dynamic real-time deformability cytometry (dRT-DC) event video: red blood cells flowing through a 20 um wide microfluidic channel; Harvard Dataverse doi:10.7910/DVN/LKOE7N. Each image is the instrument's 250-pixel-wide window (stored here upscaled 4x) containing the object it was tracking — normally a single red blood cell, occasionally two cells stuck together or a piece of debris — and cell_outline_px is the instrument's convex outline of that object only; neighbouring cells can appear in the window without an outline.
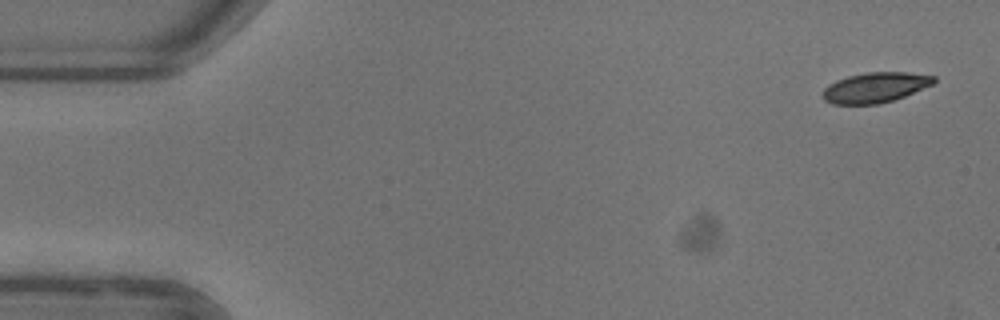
{"species": "common noctule bat (a hibernating species)", "species_latin": "Nyctalus noctula", "temperature_condition": "warm", "stored_images_in_passage": 8, "camera_frame_rate_fps": 3000, "um_per_image_px": 0.085, "animal": {"sex": "female"}, "frame": {"image": 1, "passage_image": 1, "time_ms": 0.0, "image_size_px": [1000, 320], "cell_outline_px": [[936, 80], [932, 84], [904, 96], [880, 104], [832, 104], [824, 100], [820, 96], [824, 88], [828, 84], [836, 80], [848, 76], [868, 72], [908, 72], [936, 76]], "centroid_in_image_um": [74.35, 7.43], "position_along_channel_um": 10.7, "area_um2": 19.59}}